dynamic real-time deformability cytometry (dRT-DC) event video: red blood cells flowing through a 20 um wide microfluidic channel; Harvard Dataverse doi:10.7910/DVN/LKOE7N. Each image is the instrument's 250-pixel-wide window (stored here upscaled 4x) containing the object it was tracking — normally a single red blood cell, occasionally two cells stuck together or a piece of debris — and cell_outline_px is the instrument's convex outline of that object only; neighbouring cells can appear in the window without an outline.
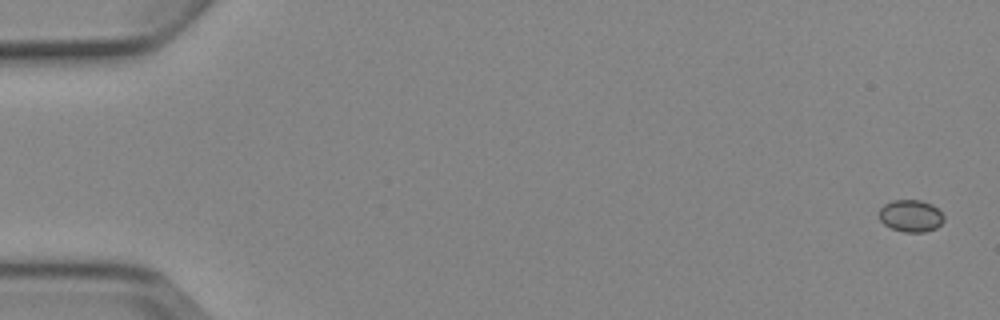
{"species": "Egyptian fruit bat (a non-hibernating species)", "species_latin": "Rousettus aegyptiacus", "temperature_condition": "cold", "stored_images_in_passage": 8, "camera_frame_rate_fps": 3000, "um_per_image_px": 0.085, "animal": {"sex": "female"}, "frame": {"image": 1, "passage_image": 1, "time_ms": 0.0, "image_size_px": [1000, 320], "cell_outline_px": [[944, 220], [936, 228], [924, 232], [904, 232], [892, 228], [884, 224], [880, 220], [880, 208], [884, 204], [892, 200], [920, 200], [932, 204], [944, 216]], "centroid_in_image_um": [77.41, 18.34], "position_along_channel_um": 7.6, "area_um2": 12.02}}
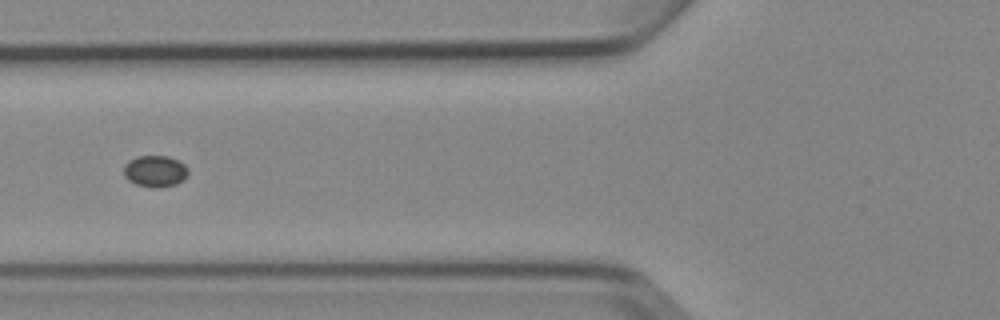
{"frame": {"image": 2, "passage_image": 6, "time_ms": 6.667, "image_size_px": [1000, 320], "cell_outline_px": [[188, 176], [184, 180], [176, 184], [160, 188], [136, 184], [128, 180], [124, 176], [124, 164], [128, 160], [136, 156], [168, 156], [184, 164], [188, 168]], "centroid_in_image_um": [13.19, 14.55], "position_along_channel_um": 112.6, "area_um2": 11.91}}
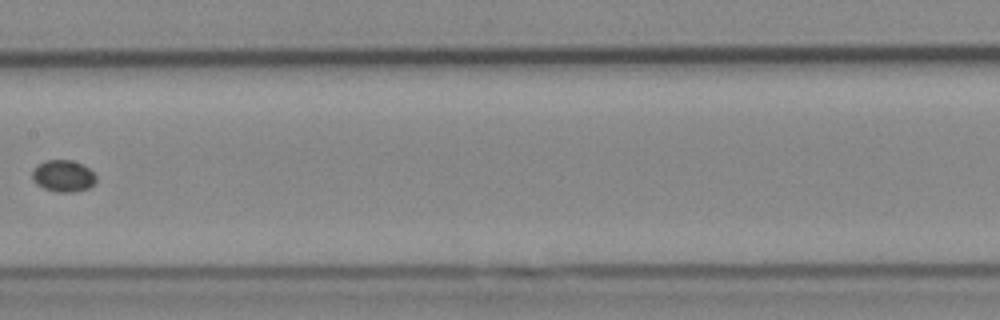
{"frame": {"image": 3, "passage_image": 8, "time_ms": 9.0, "image_size_px": [1000, 320], "cell_outline_px": [[96, 180], [88, 188], [72, 192], [56, 192], [44, 188], [36, 184], [32, 180], [32, 168], [36, 164], [44, 160], [72, 160], [84, 164], [96, 176]], "centroid_in_image_um": [5.33, 14.94], "position_along_channel_um": 202.1, "area_um2": 11.96}}